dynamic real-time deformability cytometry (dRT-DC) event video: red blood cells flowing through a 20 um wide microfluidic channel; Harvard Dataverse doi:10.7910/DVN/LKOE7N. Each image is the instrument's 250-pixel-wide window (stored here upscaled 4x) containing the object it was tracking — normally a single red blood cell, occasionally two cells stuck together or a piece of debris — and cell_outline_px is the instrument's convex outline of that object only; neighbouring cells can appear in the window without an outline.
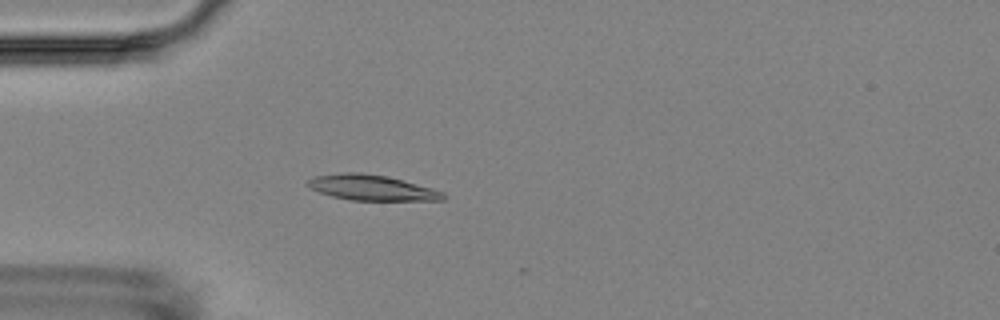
{"species": "Egyptian fruit bat (a non-hibernating species)", "species_latin": "Rousettus aegyptiacus", "temperature_condition": "room temperature", "stored_images_in_passage": 5, "camera_frame_rate_fps": 3000, "um_per_image_px": 0.085, "animal": {"sex": "female"}, "frame": {"image": 1, "passage_image": 5, "time_ms": 4.667, "image_size_px": [1000, 320], "cell_outline_px": [[448, 196], [444, 200], [352, 200], [332, 196], [320, 192], [312, 188], [308, 184], [308, 180], [316, 176], [344, 172], [360, 172], [384, 176], [432, 188], [444, 192]], "centroid_in_image_um": [31.64, 15.96], "position_along_channel_um": 53.4, "area_um2": 19.71}}